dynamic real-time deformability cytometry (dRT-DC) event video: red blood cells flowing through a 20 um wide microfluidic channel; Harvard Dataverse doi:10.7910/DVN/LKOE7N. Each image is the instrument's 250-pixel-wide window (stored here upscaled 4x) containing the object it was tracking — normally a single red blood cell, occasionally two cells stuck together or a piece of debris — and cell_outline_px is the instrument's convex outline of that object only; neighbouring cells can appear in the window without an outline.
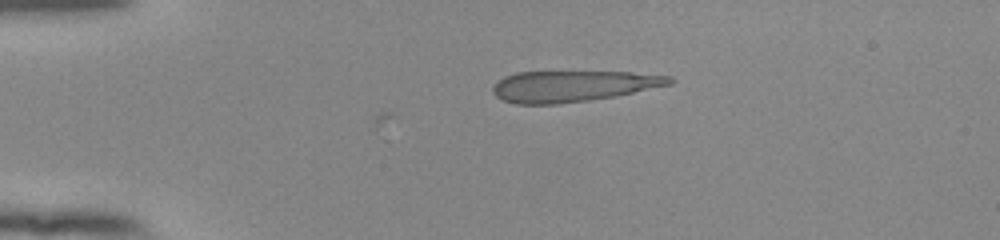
{"species": "human", "species_latin": "Homo sapiens", "temperature_condition": "room temperature", "stored_images_in_passage": 3, "camera_frame_rate_fps": 3000, "um_per_image_px": 0.085, "donor": {"sex": "female"}, "frame": {"image": 1, "passage_image": 3, "time_ms": 0.667, "image_size_px": [1000, 240], "cell_outline_px": [[676, 80], [672, 84], [616, 96], [588, 100], [556, 104], [516, 104], [504, 100], [496, 96], [492, 92], [492, 88], [504, 76], [516, 72], [632, 72], [672, 76]], "centroid_in_image_um": [48.73, 7.32], "position_along_channel_um": 36.3, "area_um2": 31.96}}